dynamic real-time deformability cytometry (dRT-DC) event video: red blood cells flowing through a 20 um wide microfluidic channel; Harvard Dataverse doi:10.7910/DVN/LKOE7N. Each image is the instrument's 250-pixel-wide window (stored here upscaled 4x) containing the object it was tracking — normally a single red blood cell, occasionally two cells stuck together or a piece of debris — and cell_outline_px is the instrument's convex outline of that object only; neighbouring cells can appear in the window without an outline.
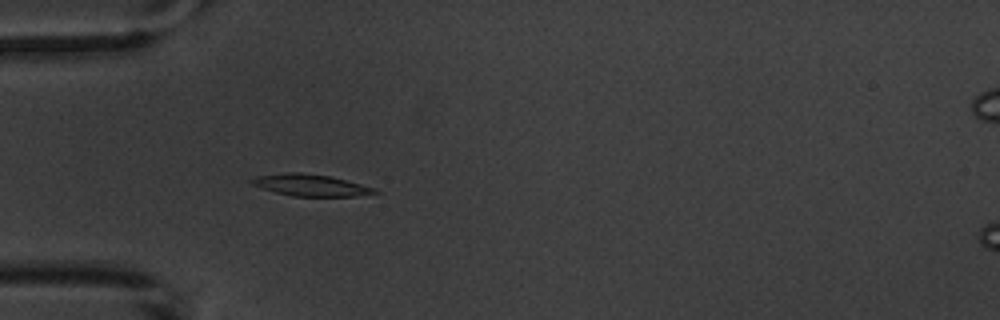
{"species": "common noctule bat (a hibernating species)", "species_latin": "Nyctalus noctula", "temperature_condition": "warm", "stored_images_in_passage": 4, "camera_frame_rate_fps": 3000, "um_per_image_px": 0.085, "animal": {"sex": "male", "body_mass_g": 20.1, "forearm_length_mm": 53.5}, "frame": {"image": 1, "passage_image": 4, "time_ms": 3.333, "image_size_px": [1000, 320], "cell_outline_px": [[380, 192], [356, 196], [292, 196], [276, 192], [252, 184], [248, 180], [256, 176], [288, 172], [300, 172], [328, 176], [376, 188]], "centroid_in_image_um": [26.39, 15.74], "position_along_channel_um": 58.6, "area_um2": 15.32}}